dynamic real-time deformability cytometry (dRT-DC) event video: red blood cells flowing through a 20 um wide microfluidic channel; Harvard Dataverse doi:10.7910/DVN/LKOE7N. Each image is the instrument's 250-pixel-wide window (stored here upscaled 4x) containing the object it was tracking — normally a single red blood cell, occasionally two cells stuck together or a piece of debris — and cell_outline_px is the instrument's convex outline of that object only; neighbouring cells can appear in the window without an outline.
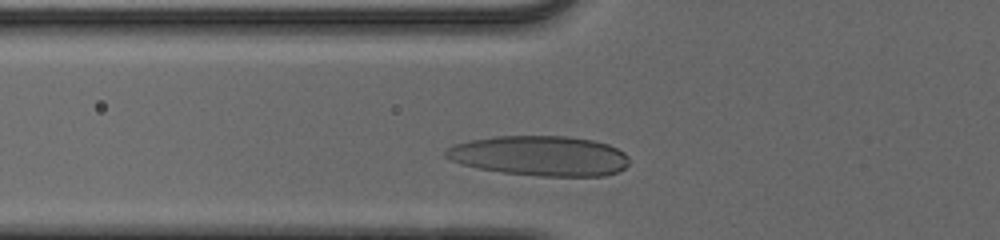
{"species": "human", "species_latin": "Homo sapiens", "temperature_condition": "cold", "stored_images_in_passage": 31, "camera_frame_rate_fps": 3000, "um_per_image_px": 0.085, "donor": {"sex": "male"}, "frame": {"image": 1, "passage_image": 7, "time_ms": 2.0, "image_size_px": [1000, 240], "cell_outline_px": [[628, 164], [624, 168], [616, 172], [604, 176], [540, 176], [504, 172], [476, 168], [460, 164], [444, 156], [444, 152], [448, 148], [456, 144], [472, 140], [496, 136], [568, 136], [592, 140], [608, 144], [624, 152], [628, 156]], "centroid_in_image_um": [45.9, 13.24], "position_along_channel_um": 79.9, "area_um2": 42.66}}
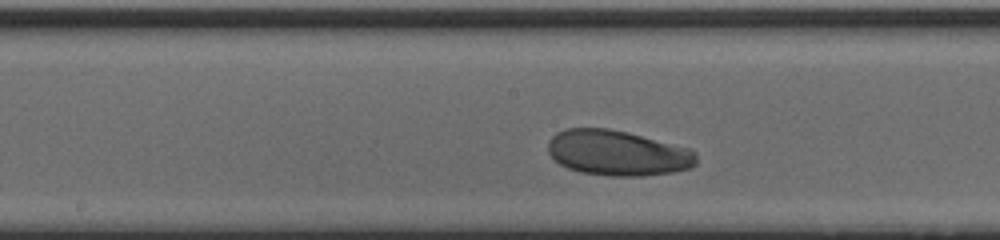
{"frame": {"image": 2, "passage_image": 16, "time_ms": 5.0, "image_size_px": [1000, 240], "cell_outline_px": [[696, 164], [692, 168], [672, 172], [640, 176], [608, 176], [580, 172], [568, 168], [560, 164], [548, 152], [548, 140], [556, 132], [568, 128], [608, 128], [628, 132], [688, 148], [696, 152]], "centroid_in_image_um": [52.48, 13.0], "position_along_channel_um": 195.7, "area_um2": 39.25}}
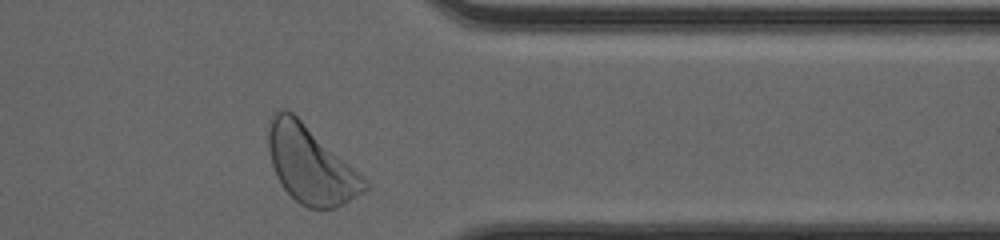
{"frame": {"image": 3, "passage_image": 31, "time_ms": 10.0, "image_size_px": [1000, 240], "cell_outline_px": [[372, 184], [368, 188], [344, 204], [336, 208], [308, 208], [300, 204], [284, 188], [276, 176], [268, 152], [268, 132], [272, 112], [280, 108], [284, 108], [292, 112]], "centroid_in_image_um": [26.38, 14.0], "position_along_channel_um": 385.0, "area_um2": 43.0}, "authors_computed_cell_mechanics": {"area_um2": 39.2462, "velocity_mm_per_s": 3.8698, "shape_relaxation_time_tau1_ms": 1.8488, "shape_relaxation_time_tau2_ms": 7.4335, "deformation_change_tau1": 0.106, "deformation_change_tau2": 0.1812}}